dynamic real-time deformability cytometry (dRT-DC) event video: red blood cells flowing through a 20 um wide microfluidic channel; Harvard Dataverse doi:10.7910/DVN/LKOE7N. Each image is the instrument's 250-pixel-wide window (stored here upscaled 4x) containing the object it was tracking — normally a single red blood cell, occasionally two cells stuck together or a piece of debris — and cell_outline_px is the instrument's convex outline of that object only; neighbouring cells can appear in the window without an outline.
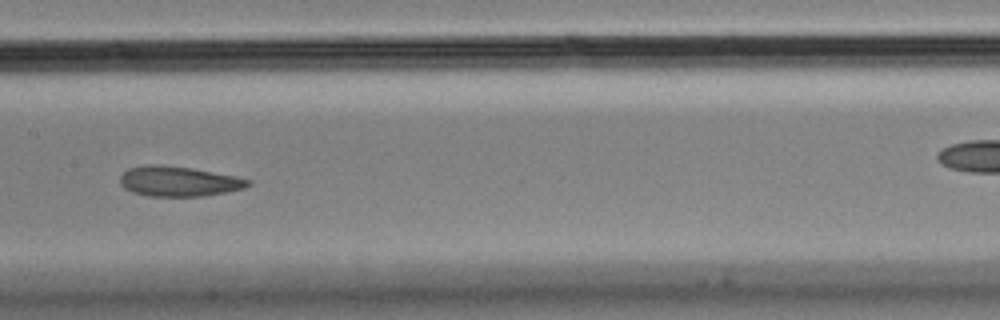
{"species": "Egyptian fruit bat (a non-hibernating species)", "species_latin": "Rousettus aegyptiacus", "temperature_condition": "cold", "stored_images_in_passage": 15, "camera_frame_rate_fps": 3000, "um_per_image_px": 0.085, "animal": {"sex": "male"}, "frame": {"image": 1, "passage_image": 7, "time_ms": 2.0, "image_size_px": [1000, 320], "cell_outline_px": [[252, 184], [244, 188], [204, 196], [148, 196], [132, 192], [124, 188], [120, 184], [120, 176], [128, 168], [144, 164], [160, 164], [192, 168], [236, 176], [252, 180]], "centroid_in_image_um": [15.17, 15.4], "position_along_channel_um": 192.2, "area_um2": 22.6}}
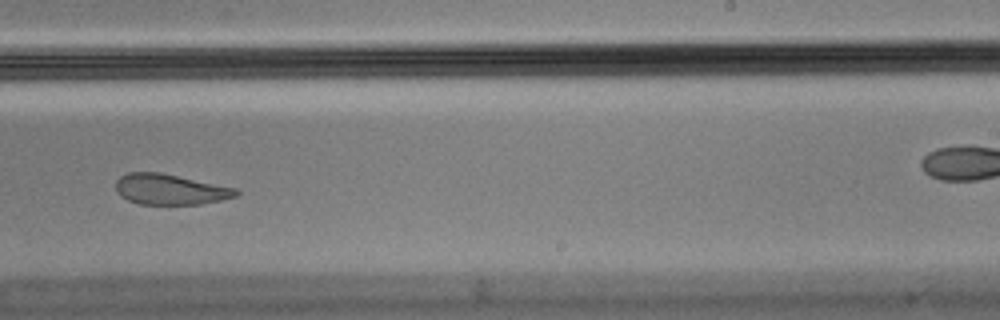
{"frame": {"image": 2, "passage_image": 9, "time_ms": 2.667, "image_size_px": [1000, 320], "cell_outline_px": [[240, 192], [236, 196], [220, 200], [200, 204], [140, 204], [128, 200], [120, 196], [116, 192], [116, 180], [120, 176], [128, 172], [160, 172], [236, 188]], "centroid_in_image_um": [14.43, 16.09], "position_along_channel_um": 274.6, "area_um2": 21.39}}